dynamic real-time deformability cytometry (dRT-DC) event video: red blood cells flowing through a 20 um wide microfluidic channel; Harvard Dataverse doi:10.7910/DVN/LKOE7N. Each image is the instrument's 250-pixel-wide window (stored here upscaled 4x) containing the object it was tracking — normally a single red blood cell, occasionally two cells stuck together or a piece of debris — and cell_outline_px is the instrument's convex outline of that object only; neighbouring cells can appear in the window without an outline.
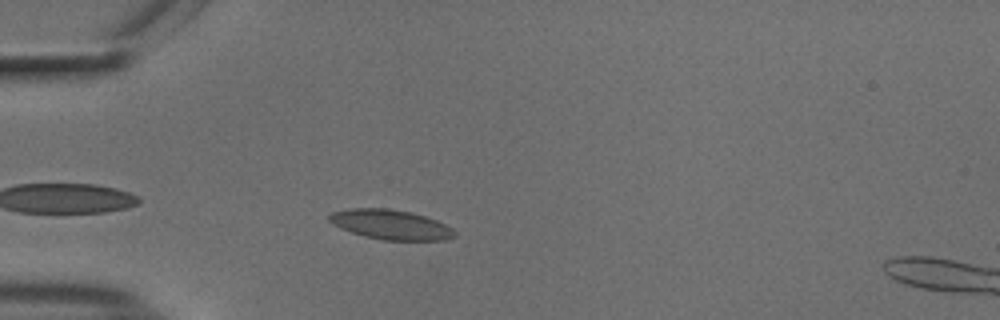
{"species": "common noctule bat (a hibernating species)", "species_latin": "Nyctalus noctula", "temperature_condition": "cold", "stored_images_in_passage": 43, "camera_frame_rate_fps": 3000, "um_per_image_px": 0.085, "animal": {"sex": "male", "body_mass_g": 18.8}, "frame": {"image": 1, "passage_image": 4, "time_ms": 1.0, "image_size_px": [1000, 320], "cell_outline_px": [[456, 236], [444, 240], [384, 240], [364, 236], [340, 228], [332, 224], [328, 220], [328, 216], [332, 212], [348, 208], [388, 208], [412, 212], [436, 220], [452, 228], [456, 232]], "centroid_in_image_um": [33.19, 19.08], "position_along_channel_um": 51.8, "area_um2": 21.79}}
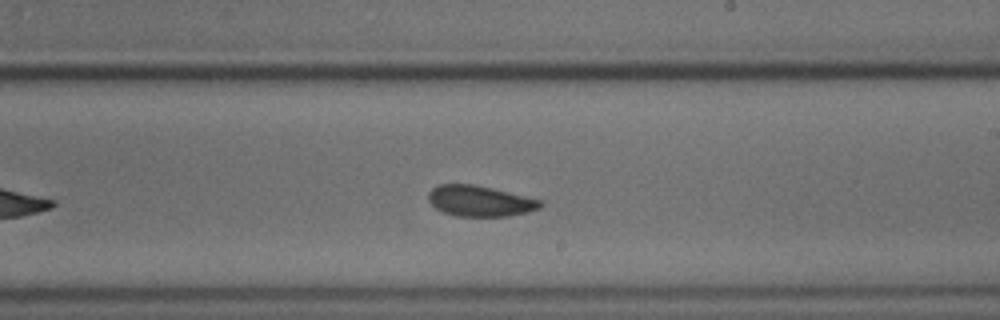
{"frame": {"image": 2, "passage_image": 21, "time_ms": 6.667, "image_size_px": [1000, 320], "cell_outline_px": [[544, 204], [540, 208], [528, 212], [508, 216], [456, 216], [444, 212], [436, 208], [428, 200], [428, 192], [432, 188], [440, 184], [476, 184], [540, 200]], "centroid_in_image_um": [40.78, 17.08], "position_along_channel_um": 248.2, "area_um2": 20.0}}
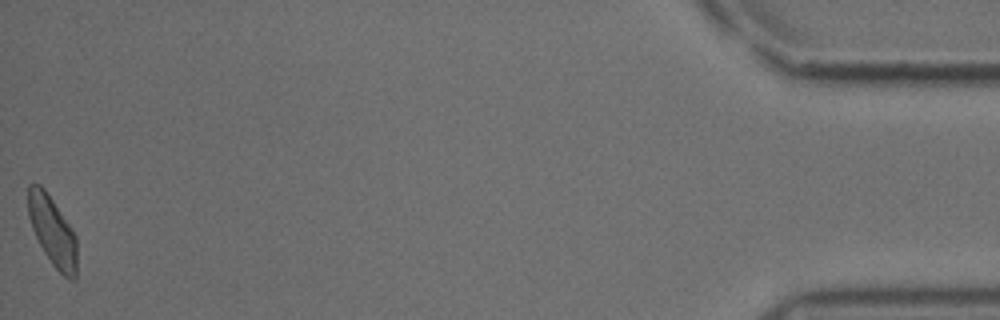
{"frame": {"image": 3, "passage_image": 43, "time_ms": 14.0, "image_size_px": [1000, 320], "cell_outline_px": [[76, 276], [72, 280], [68, 280], [52, 264], [44, 252], [32, 228], [28, 216], [28, 184], [40, 184], [44, 188], [72, 228], [76, 236]], "centroid_in_image_um": [4.46, 19.64], "position_along_channel_um": 430.7, "area_um2": 19.59}, "authors_computed_cell_mechanics": {"area_um2": 19.9988, "velocity_mm_per_s": 3.7023, "shape_relaxation_time_tau1_ms": 3.0118, "shape_relaxation_time_tau2_ms": 1.5553, "deformation_change_tau1": 0.0667, "deformation_change_tau2": 0.0478}}